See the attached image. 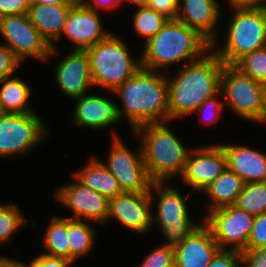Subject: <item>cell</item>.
Here are the masks:
<instances>
[{
	"label": "cell",
	"mask_w": 266,
	"mask_h": 267,
	"mask_svg": "<svg viewBox=\"0 0 266 267\" xmlns=\"http://www.w3.org/2000/svg\"><path fill=\"white\" fill-rule=\"evenodd\" d=\"M123 1L131 2L132 4H134V6L136 5L138 7H146L149 0H121V4L123 3Z\"/></svg>",
	"instance_id": "f6af8a7d"
},
{
	"label": "cell",
	"mask_w": 266,
	"mask_h": 267,
	"mask_svg": "<svg viewBox=\"0 0 266 267\" xmlns=\"http://www.w3.org/2000/svg\"><path fill=\"white\" fill-rule=\"evenodd\" d=\"M235 66L253 80L266 85V47L246 54Z\"/></svg>",
	"instance_id": "4dcf8cb0"
},
{
	"label": "cell",
	"mask_w": 266,
	"mask_h": 267,
	"mask_svg": "<svg viewBox=\"0 0 266 267\" xmlns=\"http://www.w3.org/2000/svg\"><path fill=\"white\" fill-rule=\"evenodd\" d=\"M73 6L74 5L30 4L27 13L30 21L52 48L56 47L54 42L62 37L67 16Z\"/></svg>",
	"instance_id": "7402d4cb"
},
{
	"label": "cell",
	"mask_w": 266,
	"mask_h": 267,
	"mask_svg": "<svg viewBox=\"0 0 266 267\" xmlns=\"http://www.w3.org/2000/svg\"><path fill=\"white\" fill-rule=\"evenodd\" d=\"M226 167L227 157L222 145L194 147L189 153L180 178L191 187V192L202 193Z\"/></svg>",
	"instance_id": "5bb4252c"
},
{
	"label": "cell",
	"mask_w": 266,
	"mask_h": 267,
	"mask_svg": "<svg viewBox=\"0 0 266 267\" xmlns=\"http://www.w3.org/2000/svg\"><path fill=\"white\" fill-rule=\"evenodd\" d=\"M219 250L210 228L202 223L174 250L175 267H208Z\"/></svg>",
	"instance_id": "ffe728a7"
},
{
	"label": "cell",
	"mask_w": 266,
	"mask_h": 267,
	"mask_svg": "<svg viewBox=\"0 0 266 267\" xmlns=\"http://www.w3.org/2000/svg\"><path fill=\"white\" fill-rule=\"evenodd\" d=\"M43 247L46 256L64 258L70 261V248L67 235V217L53 216L50 224L44 231Z\"/></svg>",
	"instance_id": "4316f807"
},
{
	"label": "cell",
	"mask_w": 266,
	"mask_h": 267,
	"mask_svg": "<svg viewBox=\"0 0 266 267\" xmlns=\"http://www.w3.org/2000/svg\"><path fill=\"white\" fill-rule=\"evenodd\" d=\"M221 14L218 0H179L177 19L196 30L211 45H216Z\"/></svg>",
	"instance_id": "ac0fdd59"
},
{
	"label": "cell",
	"mask_w": 266,
	"mask_h": 267,
	"mask_svg": "<svg viewBox=\"0 0 266 267\" xmlns=\"http://www.w3.org/2000/svg\"><path fill=\"white\" fill-rule=\"evenodd\" d=\"M235 205L253 216L266 213V182L245 183Z\"/></svg>",
	"instance_id": "83f0119b"
},
{
	"label": "cell",
	"mask_w": 266,
	"mask_h": 267,
	"mask_svg": "<svg viewBox=\"0 0 266 267\" xmlns=\"http://www.w3.org/2000/svg\"><path fill=\"white\" fill-rule=\"evenodd\" d=\"M137 8L133 16V26L137 35H140L147 43L169 19L147 6Z\"/></svg>",
	"instance_id": "f1b7e54d"
},
{
	"label": "cell",
	"mask_w": 266,
	"mask_h": 267,
	"mask_svg": "<svg viewBox=\"0 0 266 267\" xmlns=\"http://www.w3.org/2000/svg\"><path fill=\"white\" fill-rule=\"evenodd\" d=\"M139 267H175L174 249L160 244L145 256Z\"/></svg>",
	"instance_id": "1f68e13d"
},
{
	"label": "cell",
	"mask_w": 266,
	"mask_h": 267,
	"mask_svg": "<svg viewBox=\"0 0 266 267\" xmlns=\"http://www.w3.org/2000/svg\"><path fill=\"white\" fill-rule=\"evenodd\" d=\"M230 6L259 8L263 0H228Z\"/></svg>",
	"instance_id": "b9f144b4"
},
{
	"label": "cell",
	"mask_w": 266,
	"mask_h": 267,
	"mask_svg": "<svg viewBox=\"0 0 266 267\" xmlns=\"http://www.w3.org/2000/svg\"><path fill=\"white\" fill-rule=\"evenodd\" d=\"M168 124L169 121L146 123L133 130L135 136H141L143 161L152 182L181 177L192 150L185 148Z\"/></svg>",
	"instance_id": "277c9868"
},
{
	"label": "cell",
	"mask_w": 266,
	"mask_h": 267,
	"mask_svg": "<svg viewBox=\"0 0 266 267\" xmlns=\"http://www.w3.org/2000/svg\"><path fill=\"white\" fill-rule=\"evenodd\" d=\"M154 197V193L149 192H123L109 198V213L106 222L113 217L133 233L145 234L153 225L152 204L154 203L152 201Z\"/></svg>",
	"instance_id": "9a60e30c"
},
{
	"label": "cell",
	"mask_w": 266,
	"mask_h": 267,
	"mask_svg": "<svg viewBox=\"0 0 266 267\" xmlns=\"http://www.w3.org/2000/svg\"><path fill=\"white\" fill-rule=\"evenodd\" d=\"M262 124H266V112H265V115H264V118H263V121L261 122Z\"/></svg>",
	"instance_id": "c3c4849f"
},
{
	"label": "cell",
	"mask_w": 266,
	"mask_h": 267,
	"mask_svg": "<svg viewBox=\"0 0 266 267\" xmlns=\"http://www.w3.org/2000/svg\"><path fill=\"white\" fill-rule=\"evenodd\" d=\"M220 92L238 117L256 123L263 121L266 112V85L253 80L235 65L224 64L220 76Z\"/></svg>",
	"instance_id": "ba28073f"
},
{
	"label": "cell",
	"mask_w": 266,
	"mask_h": 267,
	"mask_svg": "<svg viewBox=\"0 0 266 267\" xmlns=\"http://www.w3.org/2000/svg\"><path fill=\"white\" fill-rule=\"evenodd\" d=\"M90 9L99 11L98 9L103 10H114L117 7L120 6L121 0H91L89 2L88 0H82Z\"/></svg>",
	"instance_id": "60d3db41"
},
{
	"label": "cell",
	"mask_w": 266,
	"mask_h": 267,
	"mask_svg": "<svg viewBox=\"0 0 266 267\" xmlns=\"http://www.w3.org/2000/svg\"><path fill=\"white\" fill-rule=\"evenodd\" d=\"M243 265H244L243 262H241L237 267H243Z\"/></svg>",
	"instance_id": "681fc988"
},
{
	"label": "cell",
	"mask_w": 266,
	"mask_h": 267,
	"mask_svg": "<svg viewBox=\"0 0 266 267\" xmlns=\"http://www.w3.org/2000/svg\"><path fill=\"white\" fill-rule=\"evenodd\" d=\"M266 248V213L255 216L247 249Z\"/></svg>",
	"instance_id": "d6a6232c"
},
{
	"label": "cell",
	"mask_w": 266,
	"mask_h": 267,
	"mask_svg": "<svg viewBox=\"0 0 266 267\" xmlns=\"http://www.w3.org/2000/svg\"><path fill=\"white\" fill-rule=\"evenodd\" d=\"M47 127L36 112L5 113L0 118V157L30 152L49 136Z\"/></svg>",
	"instance_id": "9c48e42d"
},
{
	"label": "cell",
	"mask_w": 266,
	"mask_h": 267,
	"mask_svg": "<svg viewBox=\"0 0 266 267\" xmlns=\"http://www.w3.org/2000/svg\"><path fill=\"white\" fill-rule=\"evenodd\" d=\"M259 8H261L262 10H264L266 12V0H263L261 6Z\"/></svg>",
	"instance_id": "bcb514c9"
},
{
	"label": "cell",
	"mask_w": 266,
	"mask_h": 267,
	"mask_svg": "<svg viewBox=\"0 0 266 267\" xmlns=\"http://www.w3.org/2000/svg\"><path fill=\"white\" fill-rule=\"evenodd\" d=\"M162 72L141 67L112 92L121 98L122 107L117 105L120 121L125 117L132 130L146 123L169 121L167 73Z\"/></svg>",
	"instance_id": "7a4b0ae2"
},
{
	"label": "cell",
	"mask_w": 266,
	"mask_h": 267,
	"mask_svg": "<svg viewBox=\"0 0 266 267\" xmlns=\"http://www.w3.org/2000/svg\"><path fill=\"white\" fill-rule=\"evenodd\" d=\"M242 262L241 252L219 250L208 267H237Z\"/></svg>",
	"instance_id": "d590c367"
},
{
	"label": "cell",
	"mask_w": 266,
	"mask_h": 267,
	"mask_svg": "<svg viewBox=\"0 0 266 267\" xmlns=\"http://www.w3.org/2000/svg\"><path fill=\"white\" fill-rule=\"evenodd\" d=\"M83 220L67 218V235L70 248V261L74 263L92 251L96 230Z\"/></svg>",
	"instance_id": "484cf974"
},
{
	"label": "cell",
	"mask_w": 266,
	"mask_h": 267,
	"mask_svg": "<svg viewBox=\"0 0 266 267\" xmlns=\"http://www.w3.org/2000/svg\"><path fill=\"white\" fill-rule=\"evenodd\" d=\"M245 182L228 167L201 194L208 196V212L236 204Z\"/></svg>",
	"instance_id": "603a6c76"
},
{
	"label": "cell",
	"mask_w": 266,
	"mask_h": 267,
	"mask_svg": "<svg viewBox=\"0 0 266 267\" xmlns=\"http://www.w3.org/2000/svg\"><path fill=\"white\" fill-rule=\"evenodd\" d=\"M89 161L83 168L73 173V177L84 186L95 190L107 198L123 193L117 179L101 160L92 157Z\"/></svg>",
	"instance_id": "cb8c5ba5"
},
{
	"label": "cell",
	"mask_w": 266,
	"mask_h": 267,
	"mask_svg": "<svg viewBox=\"0 0 266 267\" xmlns=\"http://www.w3.org/2000/svg\"><path fill=\"white\" fill-rule=\"evenodd\" d=\"M223 66L211 49L201 59L184 63L173 78L167 75L170 122L193 114L205 100L220 91Z\"/></svg>",
	"instance_id": "6da1fadb"
},
{
	"label": "cell",
	"mask_w": 266,
	"mask_h": 267,
	"mask_svg": "<svg viewBox=\"0 0 266 267\" xmlns=\"http://www.w3.org/2000/svg\"><path fill=\"white\" fill-rule=\"evenodd\" d=\"M210 50L211 44L196 30L178 19H169L156 35L144 44L140 57L141 67L160 72L164 69L163 72L168 73L170 65L186 60L187 64L195 62Z\"/></svg>",
	"instance_id": "3957f363"
},
{
	"label": "cell",
	"mask_w": 266,
	"mask_h": 267,
	"mask_svg": "<svg viewBox=\"0 0 266 267\" xmlns=\"http://www.w3.org/2000/svg\"><path fill=\"white\" fill-rule=\"evenodd\" d=\"M28 221L14 203L0 205V244L9 242L20 227L28 226Z\"/></svg>",
	"instance_id": "f546056e"
},
{
	"label": "cell",
	"mask_w": 266,
	"mask_h": 267,
	"mask_svg": "<svg viewBox=\"0 0 266 267\" xmlns=\"http://www.w3.org/2000/svg\"><path fill=\"white\" fill-rule=\"evenodd\" d=\"M230 7L235 12L227 27L226 43L222 48L211 45V49L224 64L235 65L246 54L266 47V12L255 7Z\"/></svg>",
	"instance_id": "8992f818"
},
{
	"label": "cell",
	"mask_w": 266,
	"mask_h": 267,
	"mask_svg": "<svg viewBox=\"0 0 266 267\" xmlns=\"http://www.w3.org/2000/svg\"><path fill=\"white\" fill-rule=\"evenodd\" d=\"M0 267H19L17 262L10 258H0Z\"/></svg>",
	"instance_id": "ee69618b"
},
{
	"label": "cell",
	"mask_w": 266,
	"mask_h": 267,
	"mask_svg": "<svg viewBox=\"0 0 266 267\" xmlns=\"http://www.w3.org/2000/svg\"><path fill=\"white\" fill-rule=\"evenodd\" d=\"M222 95V93L219 91L214 96L208 98L205 100L196 110L194 113H201L203 121L205 120V124L217 122L219 120L221 111L225 105L222 100H218V97ZM206 112V113H205ZM207 112L210 113L207 115ZM206 114V115H205ZM207 116V117H206Z\"/></svg>",
	"instance_id": "836d02e7"
},
{
	"label": "cell",
	"mask_w": 266,
	"mask_h": 267,
	"mask_svg": "<svg viewBox=\"0 0 266 267\" xmlns=\"http://www.w3.org/2000/svg\"><path fill=\"white\" fill-rule=\"evenodd\" d=\"M108 97L85 94L74 100L73 123L79 127H90L99 130L120 122L117 103Z\"/></svg>",
	"instance_id": "d6986e66"
},
{
	"label": "cell",
	"mask_w": 266,
	"mask_h": 267,
	"mask_svg": "<svg viewBox=\"0 0 266 267\" xmlns=\"http://www.w3.org/2000/svg\"><path fill=\"white\" fill-rule=\"evenodd\" d=\"M100 18L99 11L90 9L82 0L70 9L62 35L74 42L72 50H86L110 34Z\"/></svg>",
	"instance_id": "2e32d148"
},
{
	"label": "cell",
	"mask_w": 266,
	"mask_h": 267,
	"mask_svg": "<svg viewBox=\"0 0 266 267\" xmlns=\"http://www.w3.org/2000/svg\"><path fill=\"white\" fill-rule=\"evenodd\" d=\"M21 62L16 58L14 52L6 45H0V81L11 77L20 66Z\"/></svg>",
	"instance_id": "e575fe53"
},
{
	"label": "cell",
	"mask_w": 266,
	"mask_h": 267,
	"mask_svg": "<svg viewBox=\"0 0 266 267\" xmlns=\"http://www.w3.org/2000/svg\"><path fill=\"white\" fill-rule=\"evenodd\" d=\"M241 256L246 267H266V248L247 249Z\"/></svg>",
	"instance_id": "ab89813d"
},
{
	"label": "cell",
	"mask_w": 266,
	"mask_h": 267,
	"mask_svg": "<svg viewBox=\"0 0 266 267\" xmlns=\"http://www.w3.org/2000/svg\"><path fill=\"white\" fill-rule=\"evenodd\" d=\"M149 193L157 194V211L153 215V222H157L166 238L163 245L175 250L201 224L189 217L188 196L183 197L178 188L167 182H152Z\"/></svg>",
	"instance_id": "52a82bcc"
},
{
	"label": "cell",
	"mask_w": 266,
	"mask_h": 267,
	"mask_svg": "<svg viewBox=\"0 0 266 267\" xmlns=\"http://www.w3.org/2000/svg\"><path fill=\"white\" fill-rule=\"evenodd\" d=\"M179 0H149L147 7L168 19H177Z\"/></svg>",
	"instance_id": "74e56055"
},
{
	"label": "cell",
	"mask_w": 266,
	"mask_h": 267,
	"mask_svg": "<svg viewBox=\"0 0 266 267\" xmlns=\"http://www.w3.org/2000/svg\"><path fill=\"white\" fill-rule=\"evenodd\" d=\"M30 4L75 5L79 0H29Z\"/></svg>",
	"instance_id": "7bdbcfd3"
},
{
	"label": "cell",
	"mask_w": 266,
	"mask_h": 267,
	"mask_svg": "<svg viewBox=\"0 0 266 267\" xmlns=\"http://www.w3.org/2000/svg\"><path fill=\"white\" fill-rule=\"evenodd\" d=\"M56 189L55 199L68 208L77 220H90L98 224H106L109 213V198L95 190L84 186L76 178Z\"/></svg>",
	"instance_id": "4fadbf2b"
},
{
	"label": "cell",
	"mask_w": 266,
	"mask_h": 267,
	"mask_svg": "<svg viewBox=\"0 0 266 267\" xmlns=\"http://www.w3.org/2000/svg\"><path fill=\"white\" fill-rule=\"evenodd\" d=\"M208 213L202 222L210 228L220 250H247L255 216L235 204Z\"/></svg>",
	"instance_id": "7c38bea8"
},
{
	"label": "cell",
	"mask_w": 266,
	"mask_h": 267,
	"mask_svg": "<svg viewBox=\"0 0 266 267\" xmlns=\"http://www.w3.org/2000/svg\"><path fill=\"white\" fill-rule=\"evenodd\" d=\"M19 267H69L73 264L71 261L64 258L50 257L44 254L35 257L31 263L26 264L14 259Z\"/></svg>",
	"instance_id": "8d00e7d4"
},
{
	"label": "cell",
	"mask_w": 266,
	"mask_h": 267,
	"mask_svg": "<svg viewBox=\"0 0 266 267\" xmlns=\"http://www.w3.org/2000/svg\"><path fill=\"white\" fill-rule=\"evenodd\" d=\"M0 34L21 63L28 57L43 62L58 53L32 24L27 13L1 17Z\"/></svg>",
	"instance_id": "30bf717a"
},
{
	"label": "cell",
	"mask_w": 266,
	"mask_h": 267,
	"mask_svg": "<svg viewBox=\"0 0 266 267\" xmlns=\"http://www.w3.org/2000/svg\"><path fill=\"white\" fill-rule=\"evenodd\" d=\"M54 70L58 89L71 99L87 94L89 87H94L89 57L85 50L70 51L65 59L57 63Z\"/></svg>",
	"instance_id": "e0dca14e"
},
{
	"label": "cell",
	"mask_w": 266,
	"mask_h": 267,
	"mask_svg": "<svg viewBox=\"0 0 266 267\" xmlns=\"http://www.w3.org/2000/svg\"><path fill=\"white\" fill-rule=\"evenodd\" d=\"M5 114L3 108H2V105L0 103V118Z\"/></svg>",
	"instance_id": "7dc6e473"
},
{
	"label": "cell",
	"mask_w": 266,
	"mask_h": 267,
	"mask_svg": "<svg viewBox=\"0 0 266 267\" xmlns=\"http://www.w3.org/2000/svg\"><path fill=\"white\" fill-rule=\"evenodd\" d=\"M85 51L93 85L102 90L115 91L141 68V58L134 59L128 45L113 33Z\"/></svg>",
	"instance_id": "5b68a950"
},
{
	"label": "cell",
	"mask_w": 266,
	"mask_h": 267,
	"mask_svg": "<svg viewBox=\"0 0 266 267\" xmlns=\"http://www.w3.org/2000/svg\"><path fill=\"white\" fill-rule=\"evenodd\" d=\"M107 163L103 164L117 179L123 192H149L152 181L148 176L141 145L138 151L132 152L121 137L112 133ZM135 153V154H134Z\"/></svg>",
	"instance_id": "8fae6325"
},
{
	"label": "cell",
	"mask_w": 266,
	"mask_h": 267,
	"mask_svg": "<svg viewBox=\"0 0 266 267\" xmlns=\"http://www.w3.org/2000/svg\"><path fill=\"white\" fill-rule=\"evenodd\" d=\"M227 167L245 183L266 182V153L244 145L222 144Z\"/></svg>",
	"instance_id": "44dd1931"
},
{
	"label": "cell",
	"mask_w": 266,
	"mask_h": 267,
	"mask_svg": "<svg viewBox=\"0 0 266 267\" xmlns=\"http://www.w3.org/2000/svg\"><path fill=\"white\" fill-rule=\"evenodd\" d=\"M0 103L5 113L35 112L27 103L31 97V87L18 77H7L0 81Z\"/></svg>",
	"instance_id": "d4e9b609"
},
{
	"label": "cell",
	"mask_w": 266,
	"mask_h": 267,
	"mask_svg": "<svg viewBox=\"0 0 266 267\" xmlns=\"http://www.w3.org/2000/svg\"><path fill=\"white\" fill-rule=\"evenodd\" d=\"M29 6V0H0V18L28 13Z\"/></svg>",
	"instance_id": "f35d334b"
}]
</instances>
